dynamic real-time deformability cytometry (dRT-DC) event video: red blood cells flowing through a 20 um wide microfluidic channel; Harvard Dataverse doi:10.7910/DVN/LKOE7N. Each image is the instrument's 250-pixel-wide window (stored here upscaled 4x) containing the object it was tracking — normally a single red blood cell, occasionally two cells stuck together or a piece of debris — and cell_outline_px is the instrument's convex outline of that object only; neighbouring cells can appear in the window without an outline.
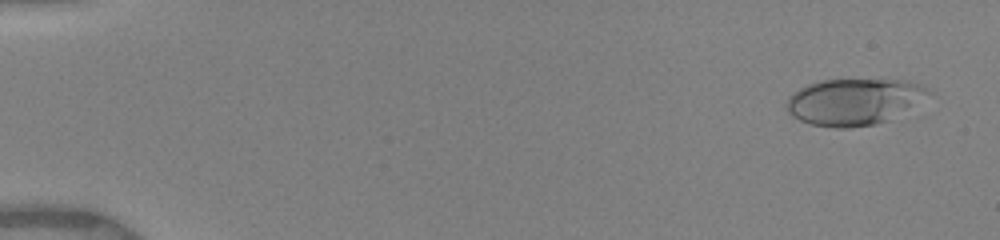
{"species": "human", "species_latin": "Homo sapiens", "temperature_condition": "warm", "stored_images_in_passage": 44, "camera_frame_rate_fps": 3000, "um_per_image_px": 0.085, "donor": {"sex": "female"}, "frame": {"image": 1, "passage_image": 3, "time_ms": 0.667, "image_size_px": [1000, 240], "cell_outline_px": [[928, 92], [888, 120], [876, 124], [848, 128], [836, 128], [812, 124], [800, 120], [792, 116], [784, 108], [784, 104], [788, 96], [800, 88], [808, 84], [820, 80], [900, 80], [920, 84]], "centroid_in_image_um": [72.41, 8.65], "position_along_channel_um": 12.6, "area_um2": 37.4}}
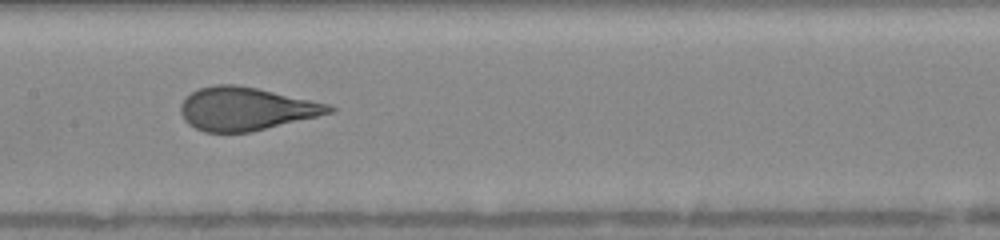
{"frame": {"image": 2, "passage_image": 23, "time_ms": 8.667, "image_size_px": [1000, 240], "cell_outline_px": [[336, 112], [252, 132], [204, 132], [188, 124], [184, 120], [180, 112], [180, 104], [192, 92], [200, 88], [216, 84], [236, 84], [256, 88], [328, 104], [336, 108]], "centroid_in_image_um": [20.9, 9.26], "position_along_channel_um": 186.5, "area_um2": 37.22}}
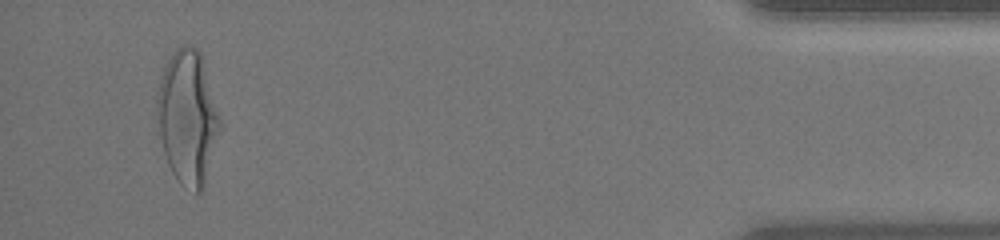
{"frame": {"image": 3, "passage_image": 43, "time_ms": 16.0, "image_size_px": [1000, 240], "cell_outline_px": [[220, 124], [204, 188], [200, 192], [196, 192], [184, 188], [180, 184], [172, 172], [168, 164], [160, 136], [156, 100], [160, 76], [168, 60], [176, 48], [184, 44], [192, 44], [200, 52], [220, 116]], "centroid_in_image_um": [15.94, 9.96], "position_along_channel_um": 419.3, "area_um2": 48.44}, "authors_computed_cell_mechanics": {"area_um2": 37.6278, "velocity_mm_per_s": 3.9976, "shape_relaxation_time_tau1_ms": 4.2665, "shape_relaxation_time_tau2_ms": null, "deformation_change_tau1": 0.208, "deformation_change_tau2": null}}